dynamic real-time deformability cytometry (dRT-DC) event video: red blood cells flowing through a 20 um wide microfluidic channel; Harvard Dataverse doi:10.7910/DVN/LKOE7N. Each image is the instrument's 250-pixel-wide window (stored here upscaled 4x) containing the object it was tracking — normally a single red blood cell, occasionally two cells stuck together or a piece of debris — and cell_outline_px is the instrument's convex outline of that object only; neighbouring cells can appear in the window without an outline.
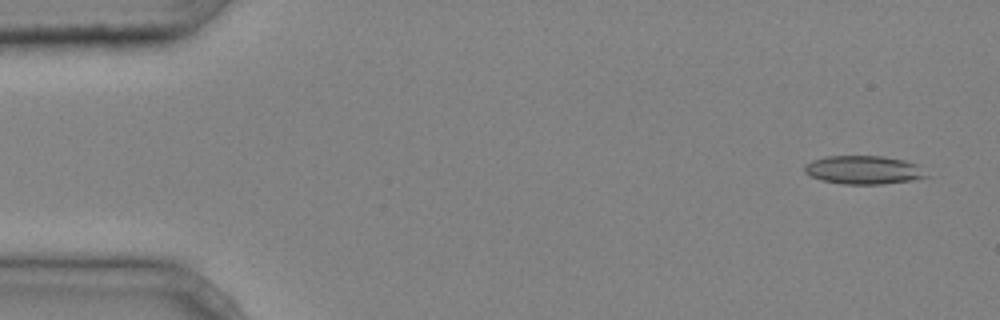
{"species": "common noctule bat (a hibernating species)", "species_latin": "Nyctalus noctula", "temperature_condition": "cold", "stored_images_in_passage": 5, "camera_frame_rate_fps": 3000, "um_per_image_px": 0.085, "animal": {"sex": "male", "body_mass_g": 20.4}, "frame": {"image": 1, "passage_image": 1, "time_ms": 0.0, "image_size_px": [1000, 320], "cell_outline_px": [[932, 176], [912, 180], [884, 184], [844, 184], [820, 180], [804, 172], [804, 164], [812, 160], [828, 156], [884, 156], [904, 160], [916, 164]], "centroid_in_image_um": [73.42, 14.44], "position_along_channel_um": 11.6, "area_um2": 20.35}}
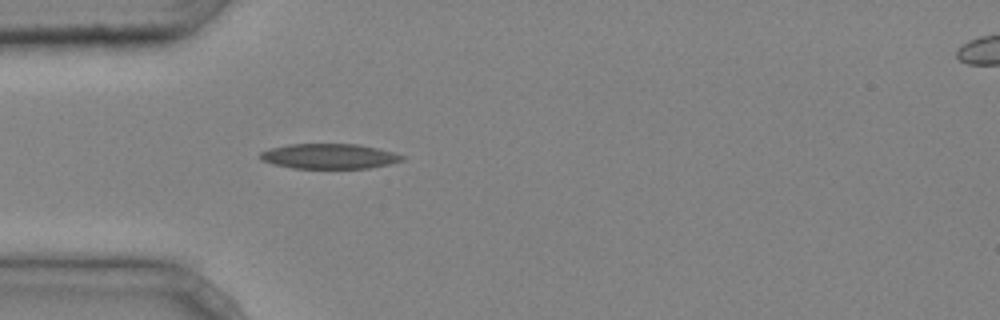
{"frame": {"image": 2, "passage_image": 4, "time_ms": 1.0, "image_size_px": [1000, 320], "cell_outline_px": [[404, 160], [388, 164], [368, 168], [292, 168], [272, 164], [260, 160], [256, 156], [260, 152], [272, 148], [288, 144], [356, 144], [376, 148], [392, 152], [404, 156]], "centroid_in_image_um": [27.91, 13.28], "position_along_channel_um": 57.1, "area_um2": 20.69}}